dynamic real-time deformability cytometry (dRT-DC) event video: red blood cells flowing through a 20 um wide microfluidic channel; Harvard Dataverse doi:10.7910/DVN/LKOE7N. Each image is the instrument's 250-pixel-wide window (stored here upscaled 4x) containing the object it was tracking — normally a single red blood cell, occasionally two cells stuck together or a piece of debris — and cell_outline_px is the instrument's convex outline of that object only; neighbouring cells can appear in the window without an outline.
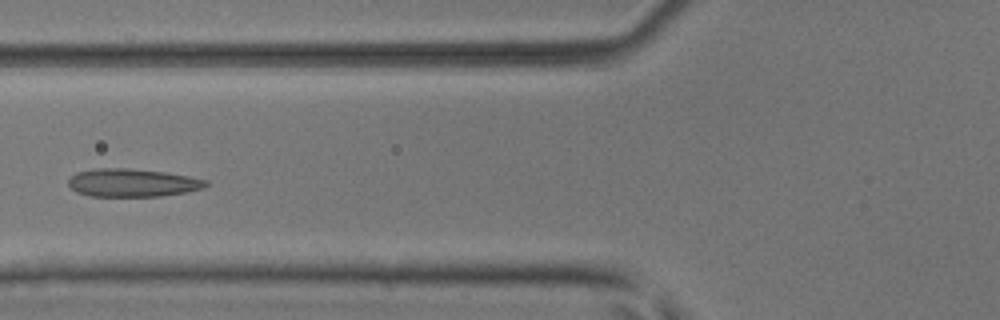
{"species": "common noctule bat (a hibernating species)", "species_latin": "Nyctalus noctula", "temperature_condition": "room temperature", "stored_images_in_passage": 6, "camera_frame_rate_fps": 3000, "um_per_image_px": 0.085, "animal": {"sex": "male", "body_mass_g": 17.9, "forearm_length_mm": 54.2}, "frame": {"image": 1, "passage_image": 5, "time_ms": 1.333, "image_size_px": [1000, 320], "cell_outline_px": [[208, 184], [204, 188], [188, 192], [160, 196], [88, 196], [76, 192], [68, 184], [68, 180], [76, 172], [96, 168], [128, 168], [164, 172], [188, 176], [208, 180]], "centroid_in_image_um": [11.26, 15.53], "position_along_channel_um": 114.5, "area_um2": 22.54}}
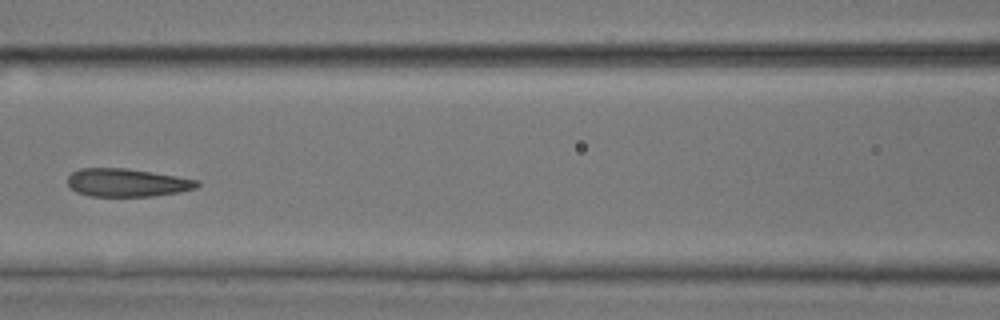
{"frame": {"image": 2, "passage_image": 6, "time_ms": 1.667, "image_size_px": [1000, 320], "cell_outline_px": [[200, 184], [196, 188], [180, 192], [152, 196], [92, 196], [76, 192], [68, 184], [68, 176], [72, 172], [80, 168], [124, 168], [152, 172], [200, 180]], "centroid_in_image_um": [10.81, 15.52], "position_along_channel_um": 155.8, "area_um2": 21.15}}